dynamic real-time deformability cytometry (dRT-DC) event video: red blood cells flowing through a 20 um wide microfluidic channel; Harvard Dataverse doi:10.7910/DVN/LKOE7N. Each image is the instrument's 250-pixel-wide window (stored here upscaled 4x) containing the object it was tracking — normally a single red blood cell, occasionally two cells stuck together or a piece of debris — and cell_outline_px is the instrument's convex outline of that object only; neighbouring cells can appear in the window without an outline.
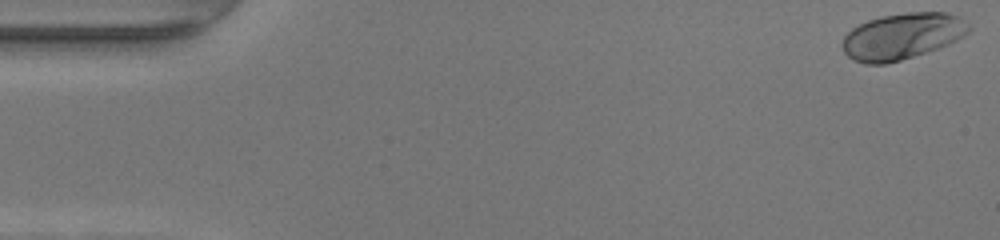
{"species": "human", "species_latin": "Homo sapiens", "temperature_condition": "warm", "stored_images_in_passage": 48, "camera_frame_rate_fps": 3000, "um_per_image_px": 0.085, "donor": {"sex": "female"}, "frame": {"image": 1, "passage_image": 1, "time_ms": 0.0, "image_size_px": [1000, 240], "cell_outline_px": [[972, 28], [964, 36], [948, 44], [900, 60], [884, 64], [864, 64], [852, 60], [844, 52], [840, 44], [844, 36], [852, 28], [868, 20], [880, 16], [908, 12], [944, 12], [960, 16]], "centroid_in_image_um": [76.66, 3.07], "position_along_channel_um": 8.3, "area_um2": 34.1}}
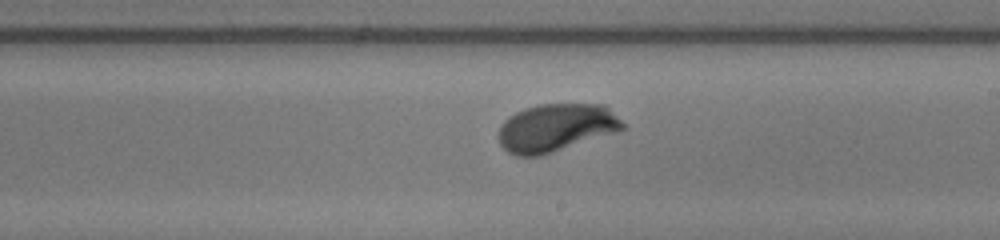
{"frame": {"image": 2, "passage_image": 28, "time_ms": 9.0, "image_size_px": [1000, 240], "cell_outline_px": [[628, 128], [616, 132], [540, 156], [516, 156], [508, 152], [500, 144], [500, 124], [508, 116], [524, 108], [540, 104], [604, 104], [628, 124]], "centroid_in_image_um": [47.31, 10.84], "position_along_channel_um": 241.7, "area_um2": 34.85}}
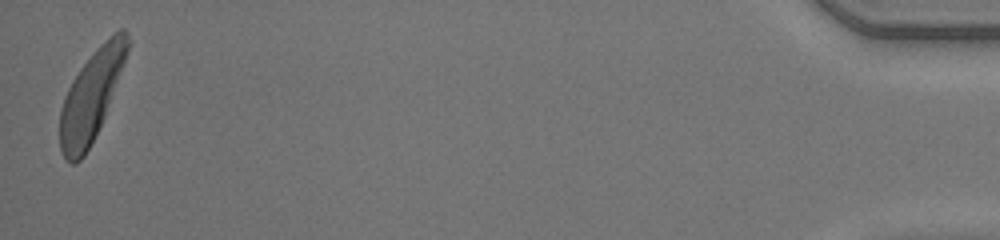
{"frame": {"image": 3, "passage_image": 48, "time_ms": 15.667, "image_size_px": [1000, 240], "cell_outline_px": [[132, 44], [104, 116], [84, 156], [76, 164], [72, 164], [64, 156], [60, 148], [60, 108], [64, 96], [72, 80], [80, 68], [96, 48], [108, 36], [120, 28], [124, 28], [128, 32], [132, 40]], "centroid_in_image_um": [7.79, 8.05], "position_along_channel_um": 427.4, "area_um2": 35.32}, "authors_computed_cell_mechanics": {"area_um2": 34.2176, "velocity_mm_per_s": 4.2474, "shape_relaxation_time_tau1_ms": 1.5249, "shape_relaxation_time_tau2_ms": null, "deformation_change_tau1": 0.1755, "deformation_change_tau2": null}}